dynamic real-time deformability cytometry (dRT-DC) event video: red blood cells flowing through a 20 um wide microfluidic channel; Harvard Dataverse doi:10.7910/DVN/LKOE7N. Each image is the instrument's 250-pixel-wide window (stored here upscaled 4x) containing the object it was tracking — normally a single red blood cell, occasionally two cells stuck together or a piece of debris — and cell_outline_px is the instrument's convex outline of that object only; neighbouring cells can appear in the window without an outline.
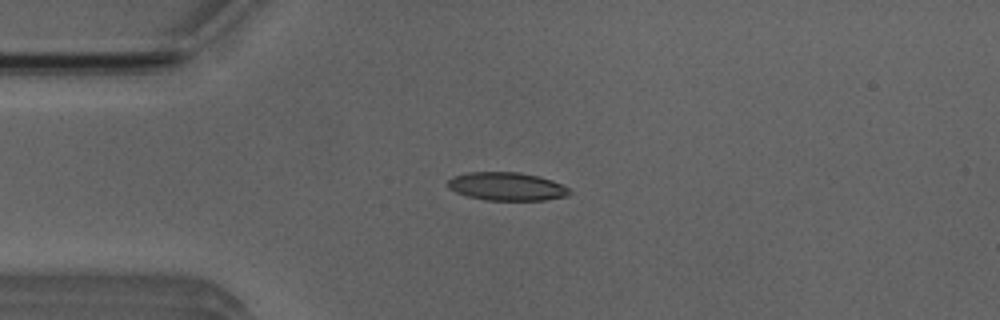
{"species": "Egyptian fruit bat (a non-hibernating species)", "species_latin": "Rousettus aegyptiacus", "temperature_condition": "room temperature", "stored_images_in_passage": 3, "camera_frame_rate_fps": 3000, "um_per_image_px": 0.085, "animal": {"sex": "male"}, "frame": {"image": 1, "passage_image": 3, "time_ms": 2.333, "image_size_px": [1000, 320], "cell_outline_px": [[572, 192], [568, 196], [544, 200], [484, 200], [468, 196], [456, 192], [448, 188], [448, 180], [452, 176], [468, 172], [520, 172], [552, 180], [568, 188]], "centroid_in_image_um": [43.06, 15.85], "position_along_channel_um": 41.9, "area_um2": 20.0}}